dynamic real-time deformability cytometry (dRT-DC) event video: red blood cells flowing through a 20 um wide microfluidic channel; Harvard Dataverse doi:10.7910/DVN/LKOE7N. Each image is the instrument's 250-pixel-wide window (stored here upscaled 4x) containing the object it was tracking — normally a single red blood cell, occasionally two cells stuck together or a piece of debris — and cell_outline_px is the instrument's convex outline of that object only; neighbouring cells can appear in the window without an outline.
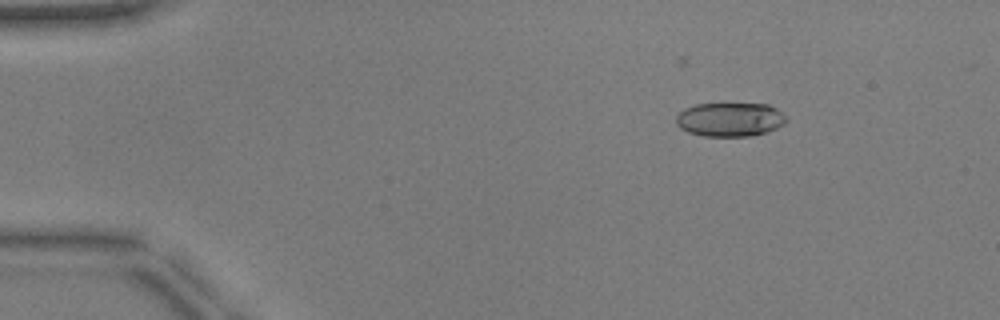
{"species": "common noctule bat (a hibernating species)", "species_latin": "Nyctalus noctula", "temperature_condition": "warm", "stored_images_in_passage": 40, "camera_frame_rate_fps": 3000, "um_per_image_px": 0.085, "animal": {"sex": "male", "body_mass_g": 17.9, "forearm_length_mm": 54.2}, "frame": {"image": 1, "passage_image": 7, "time_ms": 2.0, "image_size_px": [1000, 320], "cell_outline_px": [[788, 120], [784, 124], [776, 128], [752, 136], [704, 136], [688, 132], [680, 128], [676, 124], [676, 116], [684, 108], [696, 104], [768, 104], [776, 108], [788, 116]], "centroid_in_image_um": [62.06, 10.15], "position_along_channel_um": 22.9, "area_um2": 21.91}}
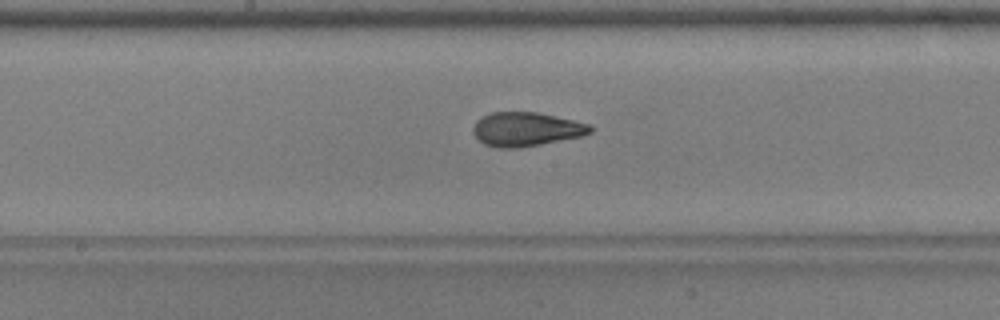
{"frame": {"image": 2, "passage_image": 27, "time_ms": 8.667, "image_size_px": [1000, 320], "cell_outline_px": [[592, 132], [580, 136], [540, 144], [516, 148], [500, 148], [484, 144], [472, 132], [472, 128], [476, 120], [492, 112], [536, 112], [556, 116], [592, 124]], "centroid_in_image_um": [44.72, 10.97], "position_along_channel_um": 203.5, "area_um2": 23.06}}
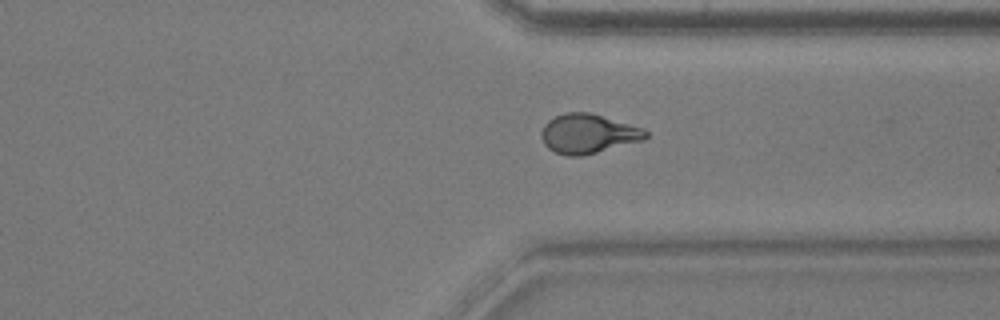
{"frame": {"image": 3, "passage_image": 39, "time_ms": 12.667, "image_size_px": [1000, 320], "cell_outline_px": [[648, 136], [644, 140], [580, 156], [568, 156], [556, 152], [548, 148], [544, 144], [540, 136], [540, 132], [544, 124], [548, 120], [564, 112], [588, 112], [644, 128], [648, 132]], "centroid_in_image_um": [49.97, 11.36], "position_along_channel_um": 361.4, "area_um2": 23.87}}